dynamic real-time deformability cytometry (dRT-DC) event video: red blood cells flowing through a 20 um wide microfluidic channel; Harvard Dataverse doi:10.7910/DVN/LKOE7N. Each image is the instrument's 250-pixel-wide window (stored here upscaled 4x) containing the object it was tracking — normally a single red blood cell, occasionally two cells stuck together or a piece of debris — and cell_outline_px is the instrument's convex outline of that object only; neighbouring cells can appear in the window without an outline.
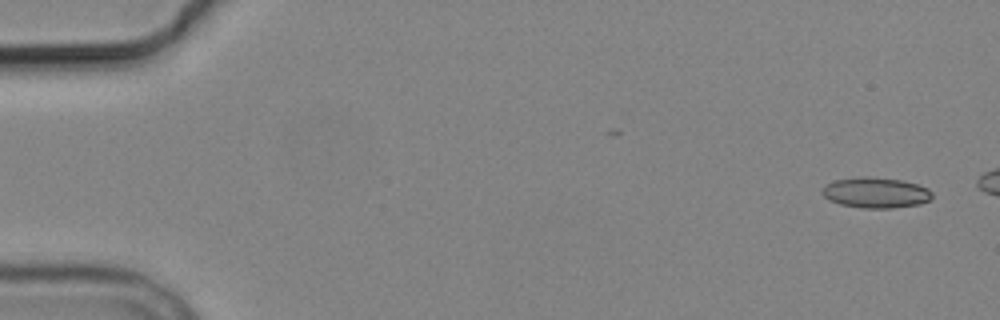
{"species": "common noctule bat (a hibernating species)", "species_latin": "Nyctalus noctula", "temperature_condition": "cold", "stored_images_in_passage": 5, "camera_frame_rate_fps": 3000, "um_per_image_px": 0.085, "animal": {"sex": "male", "body_mass_g": 19.2, "forearm_length_mm": 51.8}, "frame": {"image": 1, "passage_image": 1, "time_ms": 0.0, "image_size_px": [1000, 320], "cell_outline_px": [[932, 196], [928, 200], [920, 204], [892, 208], [864, 208], [840, 204], [828, 200], [820, 192], [828, 184], [836, 180], [864, 176], [868, 176], [904, 180], [928, 188], [932, 192]], "centroid_in_image_um": [74.45, 16.37], "position_along_channel_um": 10.6, "area_um2": 19.54}}